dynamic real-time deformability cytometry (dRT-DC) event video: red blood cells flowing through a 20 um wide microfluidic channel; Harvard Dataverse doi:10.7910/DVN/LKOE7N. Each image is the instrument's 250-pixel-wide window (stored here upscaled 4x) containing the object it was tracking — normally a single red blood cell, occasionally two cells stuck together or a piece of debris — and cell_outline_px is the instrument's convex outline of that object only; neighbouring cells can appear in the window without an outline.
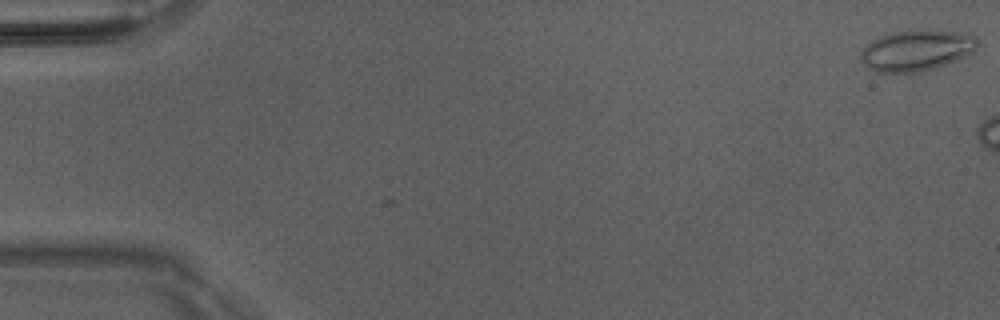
{"species": "Egyptian fruit bat (a non-hibernating species)", "species_latin": "Rousettus aegyptiacus", "temperature_condition": "room temperature", "stored_images_in_passage": 2, "camera_frame_rate_fps": 3000, "um_per_image_px": 0.085, "animal": {"sex": "male"}, "frame": {"image": 1, "passage_image": 2, "time_ms": 0.333, "image_size_px": [1000, 320], "cell_outline_px": [[980, 44], [972, 52], [964, 56], [944, 64], [932, 68], [916, 72], [876, 72], [860, 60], [860, 52], [872, 40], [880, 36], [892, 32], [916, 28], [920, 28], [960, 32], [976, 36], [980, 40]], "centroid_in_image_um": [77.92, 4.23], "position_along_channel_um": 7.1, "area_um2": 27.98}}